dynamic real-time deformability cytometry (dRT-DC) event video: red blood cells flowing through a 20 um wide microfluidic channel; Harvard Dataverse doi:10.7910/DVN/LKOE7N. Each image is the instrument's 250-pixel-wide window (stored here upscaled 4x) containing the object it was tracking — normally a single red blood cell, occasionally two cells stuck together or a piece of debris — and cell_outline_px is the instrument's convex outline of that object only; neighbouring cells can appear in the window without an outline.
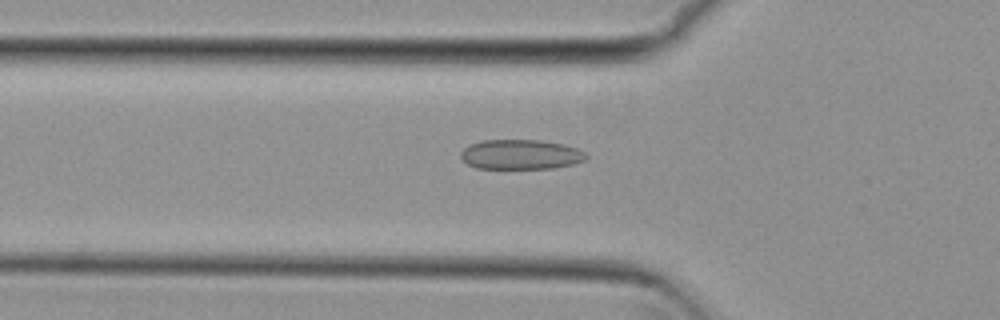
{"species": "common noctule bat (a hibernating species)", "species_latin": "Nyctalus noctula", "temperature_condition": "cold", "stored_images_in_passage": 39, "camera_frame_rate_fps": 3000, "um_per_image_px": 0.085, "animal": {"sex": "female", "body_mass_g": 29.2, "forearm_length_mm": 56.3}, "frame": {"image": 1, "passage_image": 3, "time_ms": 0.667, "image_size_px": [1000, 320], "cell_outline_px": [[588, 156], [584, 160], [572, 164], [552, 168], [476, 168], [468, 164], [460, 156], [460, 152], [468, 144], [484, 140], [540, 140], [564, 144], [576, 148], [584, 152]], "centroid_in_image_um": [44.24, 13.12], "position_along_channel_um": 81.6, "area_um2": 21.68}}
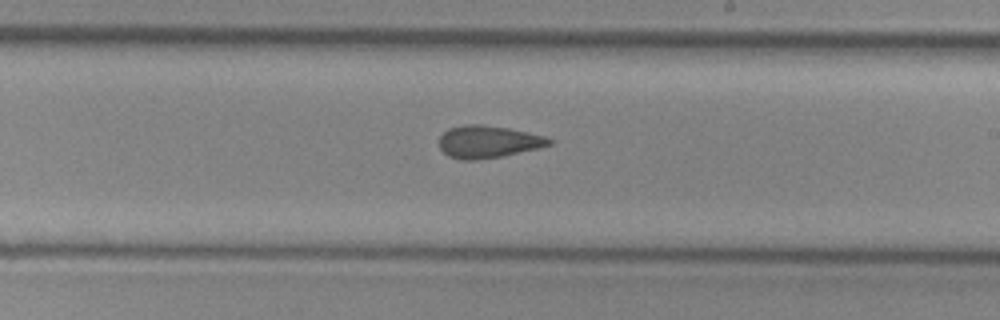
{"frame": {"image": 2, "passage_image": 16, "time_ms": 5.0, "image_size_px": [1000, 320], "cell_outline_px": [[556, 140], [552, 144], [540, 148], [500, 156], [476, 160], [460, 160], [448, 156], [440, 148], [440, 136], [448, 128], [464, 124], [480, 124], [508, 128], [544, 136]], "centroid_in_image_um": [41.5, 12.05], "position_along_channel_um": 247.5, "area_um2": 20.75}}
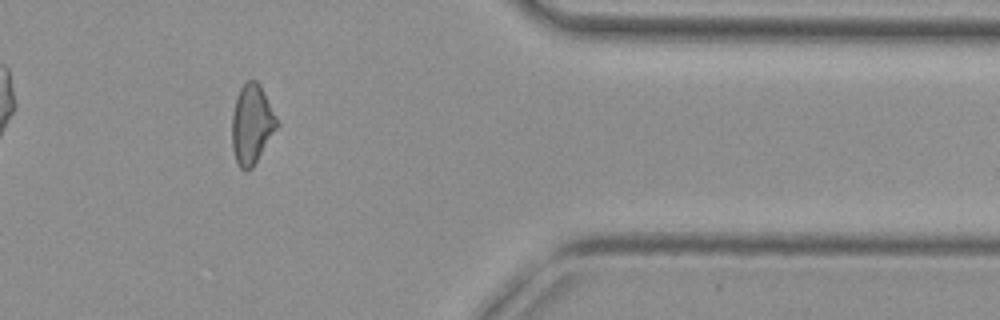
{"frame": {"image": 3, "passage_image": 29, "time_ms": 9.333, "image_size_px": [1000, 320], "cell_outline_px": [[280, 124], [252, 168], [244, 172], [240, 168], [236, 160], [232, 148], [232, 116], [236, 100], [240, 88], [248, 80], [256, 80], [260, 84]], "centroid_in_image_um": [21.41, 10.58], "position_along_channel_um": 390.0, "area_um2": 20.75}}